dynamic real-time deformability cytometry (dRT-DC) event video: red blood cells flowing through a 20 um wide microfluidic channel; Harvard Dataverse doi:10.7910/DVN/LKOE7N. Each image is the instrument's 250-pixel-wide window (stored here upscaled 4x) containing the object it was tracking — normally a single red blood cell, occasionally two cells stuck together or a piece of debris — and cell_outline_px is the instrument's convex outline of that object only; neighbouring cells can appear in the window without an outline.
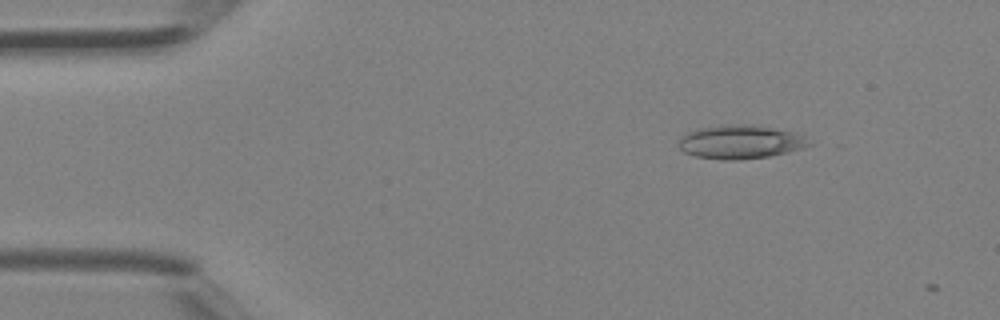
{"species": "Egyptian fruit bat (a non-hibernating species)", "species_latin": "Rousettus aegyptiacus", "temperature_condition": "room temperature", "stored_images_in_passage": 3, "camera_frame_rate_fps": 3000, "um_per_image_px": 0.085, "animal": {"sex": "female"}, "frame": {"image": 1, "passage_image": 1, "time_ms": 0.0, "image_size_px": [1000, 320], "cell_outline_px": [[812, 144], [804, 148], [788, 152], [768, 156], [740, 160], [724, 160], [696, 156], [684, 152], [676, 144], [680, 136], [696, 128], [724, 124], [752, 124], [796, 132], [804, 136]], "centroid_in_image_um": [62.91, 12.05], "position_along_channel_um": 22.1, "area_um2": 25.95}}